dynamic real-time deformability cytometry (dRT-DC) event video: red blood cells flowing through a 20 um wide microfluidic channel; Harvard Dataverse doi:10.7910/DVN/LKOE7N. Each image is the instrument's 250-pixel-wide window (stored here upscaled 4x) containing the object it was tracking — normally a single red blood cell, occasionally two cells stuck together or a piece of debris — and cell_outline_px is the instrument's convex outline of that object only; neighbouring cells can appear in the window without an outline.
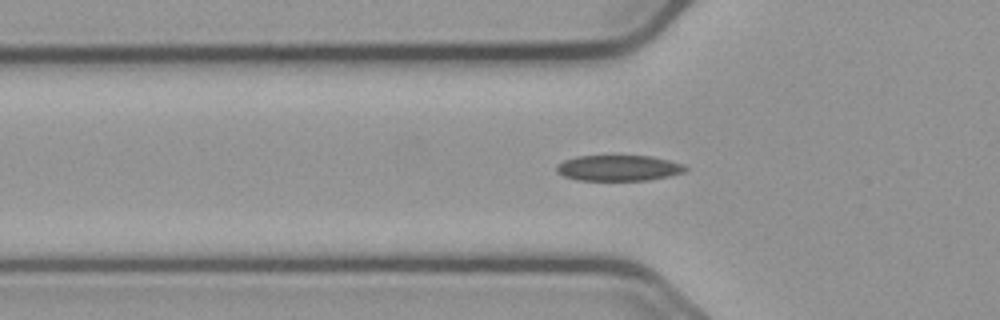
{"species": "common noctule bat (a hibernating species)", "species_latin": "Nyctalus noctula", "temperature_condition": "cold", "stored_images_in_passage": 37, "camera_frame_rate_fps": 3000, "um_per_image_px": 0.085, "animal": {"sex": "male", "body_mass_g": 23.1, "forearm_length_mm": 52.7}, "frame": {"image": 1, "passage_image": 5, "time_ms": 1.333, "image_size_px": [1000, 320], "cell_outline_px": [[688, 168], [684, 172], [668, 176], [648, 180], [576, 180], [564, 176], [556, 172], [556, 164], [564, 160], [576, 156], [652, 156], [684, 164]], "centroid_in_image_um": [52.55, 14.28], "position_along_channel_um": 73.2, "area_um2": 19.36}}
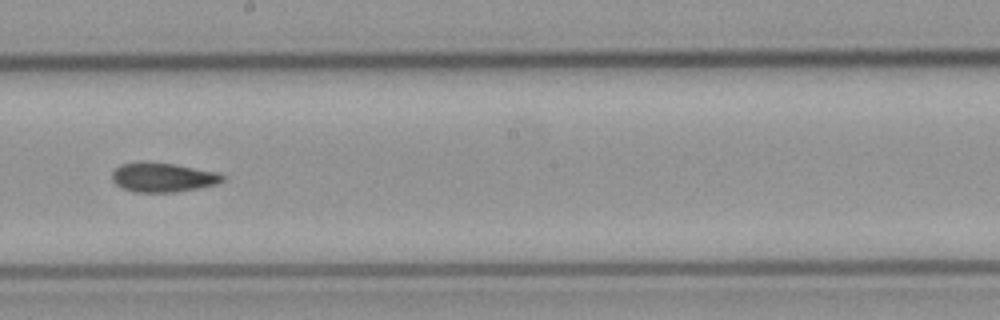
{"frame": {"image": 2, "passage_image": 18, "time_ms": 5.667, "image_size_px": [1000, 320], "cell_outline_px": [[224, 180], [216, 184], [176, 192], [132, 192], [120, 188], [112, 180], [112, 172], [120, 164], [140, 160], [172, 164], [220, 172], [224, 176]], "centroid_in_image_um": [13.79, 15.06], "position_along_channel_um": 234.4, "area_um2": 19.13}}
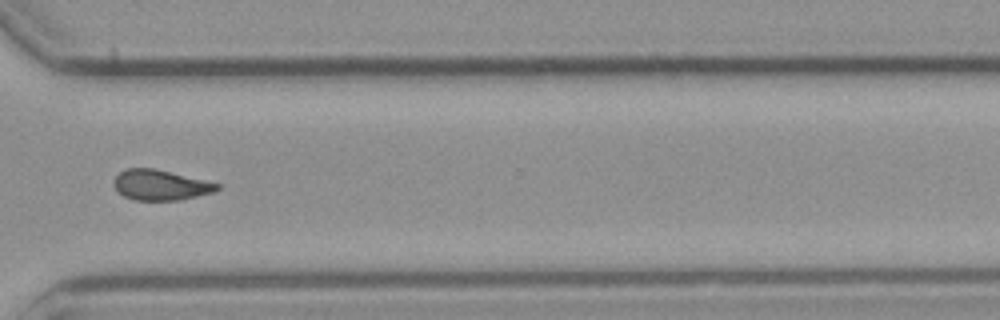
{"frame": {"image": 3, "passage_image": 28, "time_ms": 9.0, "image_size_px": [1000, 320], "cell_outline_px": [[220, 188], [212, 192], [180, 200], [132, 200], [124, 196], [116, 188], [116, 176], [124, 168], [156, 168], [220, 184]], "centroid_in_image_um": [13.65, 15.72], "position_along_channel_um": 356.9, "area_um2": 18.03}, "authors_computed_cell_mechanics": {"area_um2": 18.7272, "velocity_mm_per_s": 3.6833, "shape_relaxation_time_tau1_ms": 7.3015, "shape_relaxation_time_tau2_ms": 3.6971, "deformation_change_tau1": 0.1672, "deformation_change_tau2": 0.1017}}